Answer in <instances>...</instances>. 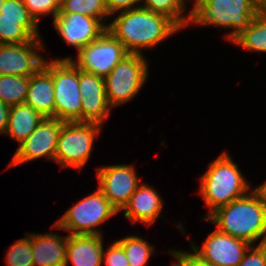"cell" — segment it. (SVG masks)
Wrapping results in <instances>:
<instances>
[{
	"label": "cell",
	"instance_id": "obj_21",
	"mask_svg": "<svg viewBox=\"0 0 266 266\" xmlns=\"http://www.w3.org/2000/svg\"><path fill=\"white\" fill-rule=\"evenodd\" d=\"M35 19L0 18V44L25 43L39 38Z\"/></svg>",
	"mask_w": 266,
	"mask_h": 266
},
{
	"label": "cell",
	"instance_id": "obj_22",
	"mask_svg": "<svg viewBox=\"0 0 266 266\" xmlns=\"http://www.w3.org/2000/svg\"><path fill=\"white\" fill-rule=\"evenodd\" d=\"M232 41L248 50L266 52V8H260L250 25Z\"/></svg>",
	"mask_w": 266,
	"mask_h": 266
},
{
	"label": "cell",
	"instance_id": "obj_5",
	"mask_svg": "<svg viewBox=\"0 0 266 266\" xmlns=\"http://www.w3.org/2000/svg\"><path fill=\"white\" fill-rule=\"evenodd\" d=\"M53 78L54 118L65 122H81L82 96L79 90V69L70 59L44 62Z\"/></svg>",
	"mask_w": 266,
	"mask_h": 266
},
{
	"label": "cell",
	"instance_id": "obj_27",
	"mask_svg": "<svg viewBox=\"0 0 266 266\" xmlns=\"http://www.w3.org/2000/svg\"><path fill=\"white\" fill-rule=\"evenodd\" d=\"M7 266H34L32 256V234L14 243L6 255Z\"/></svg>",
	"mask_w": 266,
	"mask_h": 266
},
{
	"label": "cell",
	"instance_id": "obj_32",
	"mask_svg": "<svg viewBox=\"0 0 266 266\" xmlns=\"http://www.w3.org/2000/svg\"><path fill=\"white\" fill-rule=\"evenodd\" d=\"M170 253H173V256L178 259V262L174 264V266H212L210 263L201 260L194 253H185L180 251H172Z\"/></svg>",
	"mask_w": 266,
	"mask_h": 266
},
{
	"label": "cell",
	"instance_id": "obj_2",
	"mask_svg": "<svg viewBox=\"0 0 266 266\" xmlns=\"http://www.w3.org/2000/svg\"><path fill=\"white\" fill-rule=\"evenodd\" d=\"M205 218L216 223L218 231L250 245L260 237L264 238L259 244L266 243V199L259 187L251 195L237 198Z\"/></svg>",
	"mask_w": 266,
	"mask_h": 266
},
{
	"label": "cell",
	"instance_id": "obj_28",
	"mask_svg": "<svg viewBox=\"0 0 266 266\" xmlns=\"http://www.w3.org/2000/svg\"><path fill=\"white\" fill-rule=\"evenodd\" d=\"M22 2L36 22L40 14L46 15L52 12L55 18L60 12L61 0H22Z\"/></svg>",
	"mask_w": 266,
	"mask_h": 266
},
{
	"label": "cell",
	"instance_id": "obj_30",
	"mask_svg": "<svg viewBox=\"0 0 266 266\" xmlns=\"http://www.w3.org/2000/svg\"><path fill=\"white\" fill-rule=\"evenodd\" d=\"M248 251L250 254H247ZM245 252L242 261L238 266H266V243L259 244L252 249V246Z\"/></svg>",
	"mask_w": 266,
	"mask_h": 266
},
{
	"label": "cell",
	"instance_id": "obj_33",
	"mask_svg": "<svg viewBox=\"0 0 266 266\" xmlns=\"http://www.w3.org/2000/svg\"><path fill=\"white\" fill-rule=\"evenodd\" d=\"M139 1L141 0H104L109 15L116 11H126L137 8L134 6Z\"/></svg>",
	"mask_w": 266,
	"mask_h": 266
},
{
	"label": "cell",
	"instance_id": "obj_36",
	"mask_svg": "<svg viewBox=\"0 0 266 266\" xmlns=\"http://www.w3.org/2000/svg\"><path fill=\"white\" fill-rule=\"evenodd\" d=\"M259 188L263 192L266 199V182L263 185H260Z\"/></svg>",
	"mask_w": 266,
	"mask_h": 266
},
{
	"label": "cell",
	"instance_id": "obj_8",
	"mask_svg": "<svg viewBox=\"0 0 266 266\" xmlns=\"http://www.w3.org/2000/svg\"><path fill=\"white\" fill-rule=\"evenodd\" d=\"M100 128L97 123L64 122L58 138L55 160L63 167L82 168L89 159Z\"/></svg>",
	"mask_w": 266,
	"mask_h": 266
},
{
	"label": "cell",
	"instance_id": "obj_14",
	"mask_svg": "<svg viewBox=\"0 0 266 266\" xmlns=\"http://www.w3.org/2000/svg\"><path fill=\"white\" fill-rule=\"evenodd\" d=\"M79 90L82 96L81 122L103 125L110 110L104 77L79 69Z\"/></svg>",
	"mask_w": 266,
	"mask_h": 266
},
{
	"label": "cell",
	"instance_id": "obj_37",
	"mask_svg": "<svg viewBox=\"0 0 266 266\" xmlns=\"http://www.w3.org/2000/svg\"><path fill=\"white\" fill-rule=\"evenodd\" d=\"M4 1L5 0H0V11H1L2 5L4 4ZM0 14H1V12H0Z\"/></svg>",
	"mask_w": 266,
	"mask_h": 266
},
{
	"label": "cell",
	"instance_id": "obj_34",
	"mask_svg": "<svg viewBox=\"0 0 266 266\" xmlns=\"http://www.w3.org/2000/svg\"><path fill=\"white\" fill-rule=\"evenodd\" d=\"M10 106L0 100V133H6L8 127Z\"/></svg>",
	"mask_w": 266,
	"mask_h": 266
},
{
	"label": "cell",
	"instance_id": "obj_17",
	"mask_svg": "<svg viewBox=\"0 0 266 266\" xmlns=\"http://www.w3.org/2000/svg\"><path fill=\"white\" fill-rule=\"evenodd\" d=\"M101 235H69L67 243L66 264L71 261L74 266H101L103 261V244Z\"/></svg>",
	"mask_w": 266,
	"mask_h": 266
},
{
	"label": "cell",
	"instance_id": "obj_29",
	"mask_svg": "<svg viewBox=\"0 0 266 266\" xmlns=\"http://www.w3.org/2000/svg\"><path fill=\"white\" fill-rule=\"evenodd\" d=\"M0 12V18L34 19L22 0H5Z\"/></svg>",
	"mask_w": 266,
	"mask_h": 266
},
{
	"label": "cell",
	"instance_id": "obj_35",
	"mask_svg": "<svg viewBox=\"0 0 266 266\" xmlns=\"http://www.w3.org/2000/svg\"><path fill=\"white\" fill-rule=\"evenodd\" d=\"M260 8H266V0H253Z\"/></svg>",
	"mask_w": 266,
	"mask_h": 266
},
{
	"label": "cell",
	"instance_id": "obj_7",
	"mask_svg": "<svg viewBox=\"0 0 266 266\" xmlns=\"http://www.w3.org/2000/svg\"><path fill=\"white\" fill-rule=\"evenodd\" d=\"M148 66L141 54L126 55L104 78L110 107L132 99L145 83Z\"/></svg>",
	"mask_w": 266,
	"mask_h": 266
},
{
	"label": "cell",
	"instance_id": "obj_11",
	"mask_svg": "<svg viewBox=\"0 0 266 266\" xmlns=\"http://www.w3.org/2000/svg\"><path fill=\"white\" fill-rule=\"evenodd\" d=\"M99 189L119 211L128 203L139 186L136 171L128 165H112L98 168Z\"/></svg>",
	"mask_w": 266,
	"mask_h": 266
},
{
	"label": "cell",
	"instance_id": "obj_18",
	"mask_svg": "<svg viewBox=\"0 0 266 266\" xmlns=\"http://www.w3.org/2000/svg\"><path fill=\"white\" fill-rule=\"evenodd\" d=\"M68 236L62 238L54 233H32V256L34 266H65Z\"/></svg>",
	"mask_w": 266,
	"mask_h": 266
},
{
	"label": "cell",
	"instance_id": "obj_15",
	"mask_svg": "<svg viewBox=\"0 0 266 266\" xmlns=\"http://www.w3.org/2000/svg\"><path fill=\"white\" fill-rule=\"evenodd\" d=\"M54 29H57L63 40L75 46L78 51L96 40L106 29L99 19L79 13L58 14L54 20Z\"/></svg>",
	"mask_w": 266,
	"mask_h": 266
},
{
	"label": "cell",
	"instance_id": "obj_24",
	"mask_svg": "<svg viewBox=\"0 0 266 266\" xmlns=\"http://www.w3.org/2000/svg\"><path fill=\"white\" fill-rule=\"evenodd\" d=\"M79 13L99 19L109 15L104 0H61L58 14Z\"/></svg>",
	"mask_w": 266,
	"mask_h": 266
},
{
	"label": "cell",
	"instance_id": "obj_13",
	"mask_svg": "<svg viewBox=\"0 0 266 266\" xmlns=\"http://www.w3.org/2000/svg\"><path fill=\"white\" fill-rule=\"evenodd\" d=\"M41 46L39 38L31 42L0 44V75L32 76L43 66L45 60L35 53Z\"/></svg>",
	"mask_w": 266,
	"mask_h": 266
},
{
	"label": "cell",
	"instance_id": "obj_20",
	"mask_svg": "<svg viewBox=\"0 0 266 266\" xmlns=\"http://www.w3.org/2000/svg\"><path fill=\"white\" fill-rule=\"evenodd\" d=\"M45 117L26 103L10 107L7 135L17 142L24 141Z\"/></svg>",
	"mask_w": 266,
	"mask_h": 266
},
{
	"label": "cell",
	"instance_id": "obj_10",
	"mask_svg": "<svg viewBox=\"0 0 266 266\" xmlns=\"http://www.w3.org/2000/svg\"><path fill=\"white\" fill-rule=\"evenodd\" d=\"M65 121L58 118L45 117L36 129L20 143L11 166L48 156L55 160L59 134Z\"/></svg>",
	"mask_w": 266,
	"mask_h": 266
},
{
	"label": "cell",
	"instance_id": "obj_26",
	"mask_svg": "<svg viewBox=\"0 0 266 266\" xmlns=\"http://www.w3.org/2000/svg\"><path fill=\"white\" fill-rule=\"evenodd\" d=\"M124 249L129 266H144L153 252L152 246L137 236H128L117 241Z\"/></svg>",
	"mask_w": 266,
	"mask_h": 266
},
{
	"label": "cell",
	"instance_id": "obj_4",
	"mask_svg": "<svg viewBox=\"0 0 266 266\" xmlns=\"http://www.w3.org/2000/svg\"><path fill=\"white\" fill-rule=\"evenodd\" d=\"M259 9L253 0H195L190 22L232 27L226 36L231 41L250 25Z\"/></svg>",
	"mask_w": 266,
	"mask_h": 266
},
{
	"label": "cell",
	"instance_id": "obj_6",
	"mask_svg": "<svg viewBox=\"0 0 266 266\" xmlns=\"http://www.w3.org/2000/svg\"><path fill=\"white\" fill-rule=\"evenodd\" d=\"M117 212L98 188L96 192L71 207L53 227L70 231L71 235H102L92 227L100 225Z\"/></svg>",
	"mask_w": 266,
	"mask_h": 266
},
{
	"label": "cell",
	"instance_id": "obj_9",
	"mask_svg": "<svg viewBox=\"0 0 266 266\" xmlns=\"http://www.w3.org/2000/svg\"><path fill=\"white\" fill-rule=\"evenodd\" d=\"M128 54L124 45L106 29L96 40L78 51V61L65 59H70L78 69L105 78Z\"/></svg>",
	"mask_w": 266,
	"mask_h": 266
},
{
	"label": "cell",
	"instance_id": "obj_23",
	"mask_svg": "<svg viewBox=\"0 0 266 266\" xmlns=\"http://www.w3.org/2000/svg\"><path fill=\"white\" fill-rule=\"evenodd\" d=\"M30 76L0 75V100L8 106L25 103Z\"/></svg>",
	"mask_w": 266,
	"mask_h": 266
},
{
	"label": "cell",
	"instance_id": "obj_1",
	"mask_svg": "<svg viewBox=\"0 0 266 266\" xmlns=\"http://www.w3.org/2000/svg\"><path fill=\"white\" fill-rule=\"evenodd\" d=\"M180 27L169 17L138 6L121 11L107 30L131 54H141L140 49L154 47Z\"/></svg>",
	"mask_w": 266,
	"mask_h": 266
},
{
	"label": "cell",
	"instance_id": "obj_3",
	"mask_svg": "<svg viewBox=\"0 0 266 266\" xmlns=\"http://www.w3.org/2000/svg\"><path fill=\"white\" fill-rule=\"evenodd\" d=\"M208 168L201 178L200 194L211 209L210 214L246 195L249 184L228 154L220 155Z\"/></svg>",
	"mask_w": 266,
	"mask_h": 266
},
{
	"label": "cell",
	"instance_id": "obj_31",
	"mask_svg": "<svg viewBox=\"0 0 266 266\" xmlns=\"http://www.w3.org/2000/svg\"><path fill=\"white\" fill-rule=\"evenodd\" d=\"M103 259L107 266H129L125 251L117 241L107 249Z\"/></svg>",
	"mask_w": 266,
	"mask_h": 266
},
{
	"label": "cell",
	"instance_id": "obj_25",
	"mask_svg": "<svg viewBox=\"0 0 266 266\" xmlns=\"http://www.w3.org/2000/svg\"><path fill=\"white\" fill-rule=\"evenodd\" d=\"M146 9L155 13L163 14L172 19L180 28L191 23V12L188 16H180L184 9V0H144Z\"/></svg>",
	"mask_w": 266,
	"mask_h": 266
},
{
	"label": "cell",
	"instance_id": "obj_12",
	"mask_svg": "<svg viewBox=\"0 0 266 266\" xmlns=\"http://www.w3.org/2000/svg\"><path fill=\"white\" fill-rule=\"evenodd\" d=\"M192 245L194 254L212 266H238L251 246L217 229L208 236L201 250Z\"/></svg>",
	"mask_w": 266,
	"mask_h": 266
},
{
	"label": "cell",
	"instance_id": "obj_19",
	"mask_svg": "<svg viewBox=\"0 0 266 266\" xmlns=\"http://www.w3.org/2000/svg\"><path fill=\"white\" fill-rule=\"evenodd\" d=\"M25 103L44 117L54 118L53 78L44 67L30 76Z\"/></svg>",
	"mask_w": 266,
	"mask_h": 266
},
{
	"label": "cell",
	"instance_id": "obj_16",
	"mask_svg": "<svg viewBox=\"0 0 266 266\" xmlns=\"http://www.w3.org/2000/svg\"><path fill=\"white\" fill-rule=\"evenodd\" d=\"M162 203L160 196L153 188L141 185L137 187L122 210L126 211L124 216L132 220V224L140 221L149 226L159 217Z\"/></svg>",
	"mask_w": 266,
	"mask_h": 266
}]
</instances>
